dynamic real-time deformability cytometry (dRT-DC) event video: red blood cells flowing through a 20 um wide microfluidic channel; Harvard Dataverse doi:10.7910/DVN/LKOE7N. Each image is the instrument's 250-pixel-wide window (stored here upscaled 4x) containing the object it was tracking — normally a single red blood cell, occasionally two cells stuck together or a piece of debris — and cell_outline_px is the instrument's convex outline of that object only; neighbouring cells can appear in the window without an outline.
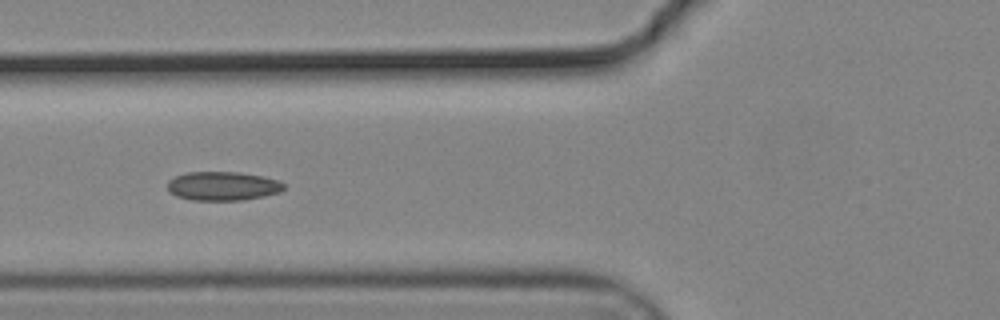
{"species": "common noctule bat (a hibernating species)", "species_latin": "Nyctalus noctula", "temperature_condition": "cold", "stored_images_in_passage": 11, "camera_frame_rate_fps": 3000, "um_per_image_px": 0.085, "animal": {"sex": "male", "body_mass_g": 19.2, "forearm_length_mm": 51.8}, "frame": {"image": 1, "passage_image": 7, "time_ms": 2.0, "image_size_px": [1000, 320], "cell_outline_px": [[284, 188], [280, 192], [244, 200], [192, 200], [176, 196], [168, 192], [168, 180], [176, 176], [188, 172], [240, 172], [264, 176], [276, 180], [284, 184]], "centroid_in_image_um": [18.91, 15.81], "position_along_channel_um": 106.9, "area_um2": 19.59}}